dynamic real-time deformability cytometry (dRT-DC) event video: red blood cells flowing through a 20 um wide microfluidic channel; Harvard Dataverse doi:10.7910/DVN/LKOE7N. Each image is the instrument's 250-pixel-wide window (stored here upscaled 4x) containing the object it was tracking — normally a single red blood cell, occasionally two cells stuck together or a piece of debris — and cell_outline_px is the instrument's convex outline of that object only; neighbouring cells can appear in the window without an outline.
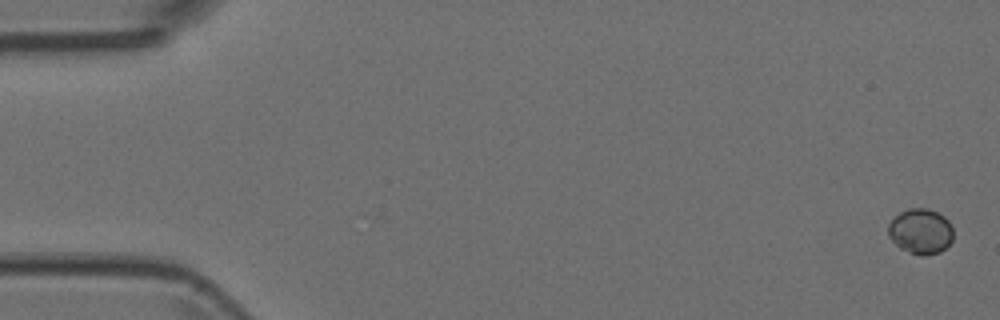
{"species": "Egyptian fruit bat (a non-hibernating species)", "species_latin": "Rousettus aegyptiacus", "temperature_condition": "room temperature", "stored_images_in_passage": 3, "camera_frame_rate_fps": 3000, "um_per_image_px": 0.085, "animal": {"sex": "female"}, "frame": {"image": 1, "passage_image": 1, "time_ms": 0.0, "image_size_px": [1000, 320], "cell_outline_px": [[952, 240], [940, 252], [924, 256], [920, 256], [908, 252], [900, 248], [888, 236], [888, 224], [900, 212], [908, 208], [928, 208], [944, 216], [948, 220], [952, 228]], "centroid_in_image_um": [78.24, 19.66], "position_along_channel_um": 6.8, "area_um2": 17.17}}